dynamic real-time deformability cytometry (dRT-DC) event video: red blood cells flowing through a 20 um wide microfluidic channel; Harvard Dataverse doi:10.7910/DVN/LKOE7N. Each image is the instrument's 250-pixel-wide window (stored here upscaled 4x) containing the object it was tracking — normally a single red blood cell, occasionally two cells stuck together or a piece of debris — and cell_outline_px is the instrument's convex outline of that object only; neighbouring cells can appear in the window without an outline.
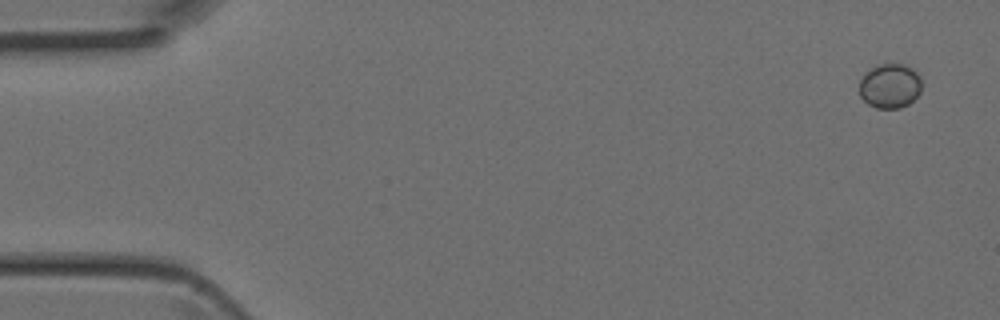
{"species": "Egyptian fruit bat (a non-hibernating species)", "species_latin": "Rousettus aegyptiacus", "temperature_condition": "room temperature", "stored_images_in_passage": 5, "camera_frame_rate_fps": 3000, "um_per_image_px": 0.085, "animal": {"sex": "female"}, "frame": {"image": 1, "passage_image": 1, "time_ms": 0.0, "image_size_px": [1000, 320], "cell_outline_px": [[920, 92], [908, 104], [900, 108], [876, 108], [868, 104], [860, 96], [860, 80], [864, 72], [880, 64], [904, 64], [912, 68], [920, 76]], "centroid_in_image_um": [75.63, 7.3], "position_along_channel_um": 9.4, "area_um2": 16.13}}
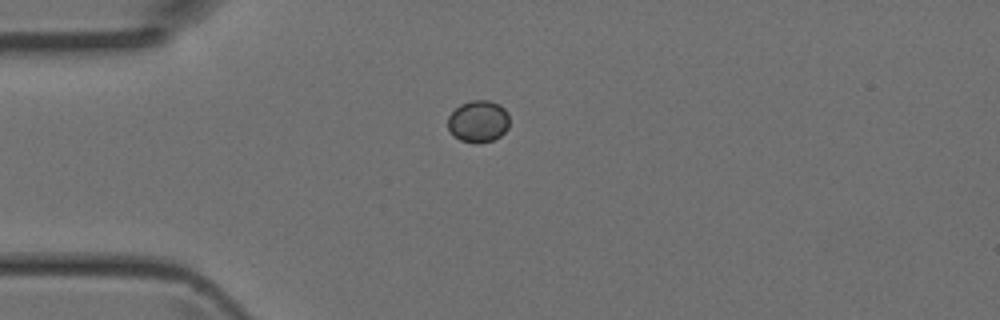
{"frame": {"image": 2, "passage_image": 4, "time_ms": 1.0, "image_size_px": [1000, 320], "cell_outline_px": [[508, 128], [500, 136], [492, 140], [476, 144], [460, 140], [448, 128], [448, 116], [460, 104], [472, 100], [488, 100], [500, 104], [508, 112]], "centroid_in_image_um": [40.67, 10.3], "position_along_channel_um": 44.3, "area_um2": 15.03}}